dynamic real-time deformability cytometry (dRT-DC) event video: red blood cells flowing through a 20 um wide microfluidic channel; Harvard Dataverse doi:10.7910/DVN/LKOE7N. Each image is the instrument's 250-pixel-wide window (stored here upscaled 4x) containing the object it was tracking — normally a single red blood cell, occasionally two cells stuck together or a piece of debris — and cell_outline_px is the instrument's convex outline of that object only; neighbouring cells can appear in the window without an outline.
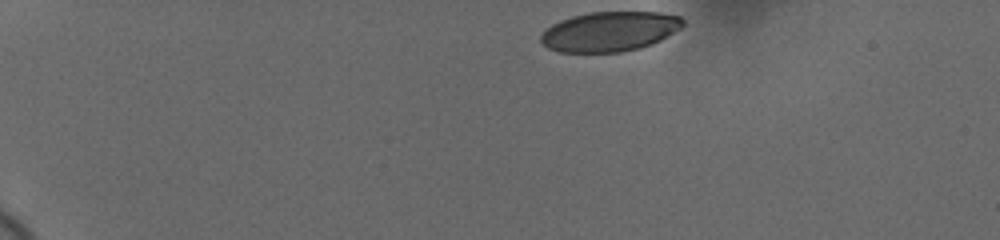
{"species": "human", "species_latin": "Homo sapiens", "temperature_condition": "cold", "stored_images_in_passage": 40, "camera_frame_rate_fps": 3000, "um_per_image_px": 0.085, "donor": {"sex": "female"}, "frame": {"image": 1, "passage_image": 1, "time_ms": 0.0, "image_size_px": [1000, 240], "cell_outline_px": [[684, 24], [680, 28], [660, 40], [652, 44], [640, 48], [620, 52], [560, 52], [548, 48], [540, 40], [540, 36], [552, 24], [560, 20], [572, 16], [588, 12], [660, 12], [680, 16], [684, 20]], "centroid_in_image_um": [51.83, 2.67], "position_along_channel_um": 33.2, "area_um2": 32.89}}
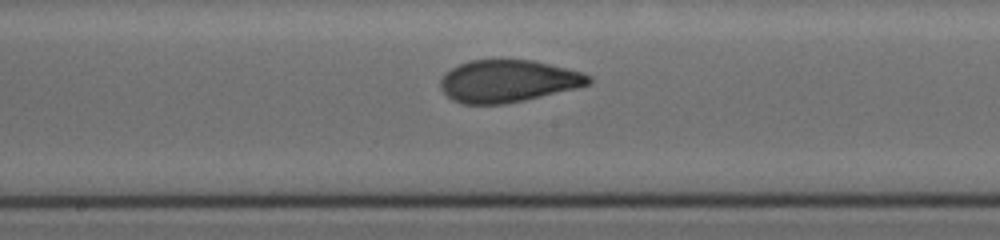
{"frame": {"image": 2, "passage_image": 23, "time_ms": 7.333, "image_size_px": [1000, 240], "cell_outline_px": [[592, 80], [588, 84], [524, 100], [504, 104], [464, 104], [452, 100], [440, 88], [440, 80], [444, 72], [468, 60], [532, 60], [584, 72], [592, 76]], "centroid_in_image_um": [43.14, 6.88], "position_along_channel_um": 205.1, "area_um2": 36.24}}
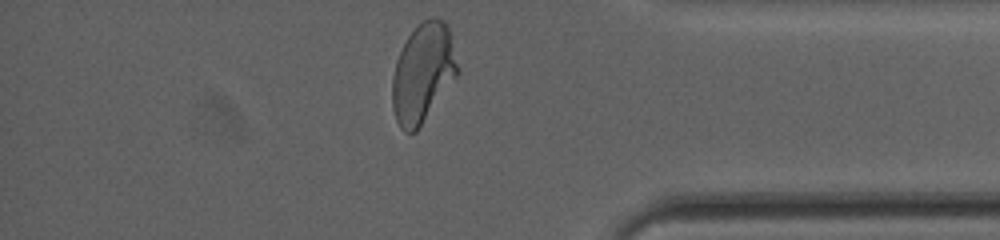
{"frame": {"image": 3, "passage_image": 40, "time_ms": 13.0, "image_size_px": [1000, 240], "cell_outline_px": [[460, 72], [416, 132], [404, 132], [400, 128], [396, 120], [392, 108], [392, 76], [396, 60], [408, 36], [424, 20], [432, 16], [436, 16], [444, 20], [448, 24], [460, 68]], "centroid_in_image_um": [35.97, 6.19], "position_along_channel_um": 399.2, "area_um2": 37.97}, "authors_computed_cell_mechanics": {"area_um2": 36.4718, "velocity_mm_per_s": 3.6693, "shape_relaxation_time_tau1_ms": 10.1322, "shape_relaxation_time_tau2_ms": 0.9352, "deformation_change_tau1": 0.2646, "deformation_change_tau2": 0.0683}}